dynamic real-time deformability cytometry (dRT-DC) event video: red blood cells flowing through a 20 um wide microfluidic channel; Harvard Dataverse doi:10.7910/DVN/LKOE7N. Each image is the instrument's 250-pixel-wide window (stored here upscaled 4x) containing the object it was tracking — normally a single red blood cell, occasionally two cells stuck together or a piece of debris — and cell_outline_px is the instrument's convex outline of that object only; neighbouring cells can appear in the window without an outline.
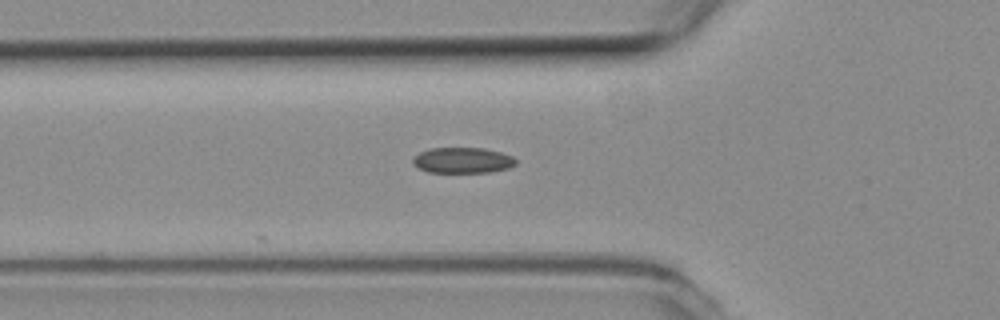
{"species": "common noctule bat (a hibernating species)", "species_latin": "Nyctalus noctula", "temperature_condition": "room temperature", "stored_images_in_passage": 10, "camera_frame_rate_fps": 3000, "um_per_image_px": 0.085, "animal": {"sex": "female", "body_mass_g": 19.3, "forearm_length_mm": 54.1}, "frame": {"image": 1, "passage_image": 2, "time_ms": 0.333, "image_size_px": [1000, 320], "cell_outline_px": [[516, 164], [508, 168], [492, 172], [428, 172], [416, 168], [412, 164], [412, 160], [420, 152], [428, 148], [484, 148], [500, 152], [512, 156], [516, 160]], "centroid_in_image_um": [39.3, 13.63], "position_along_channel_um": 86.5, "area_um2": 15.49}}
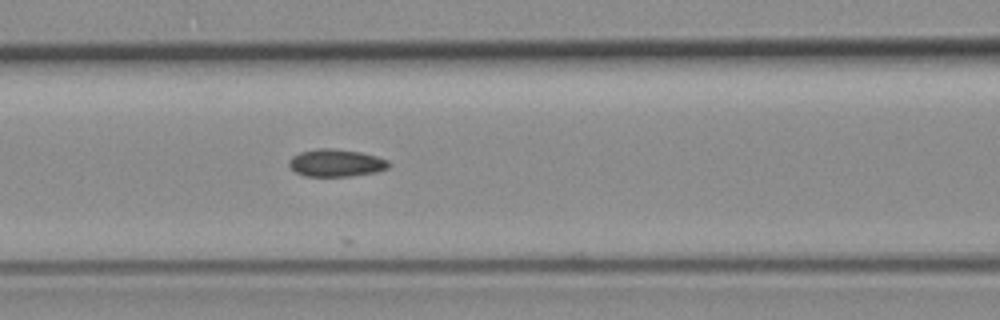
{"frame": {"image": 2, "passage_image": 6, "time_ms": 1.667, "image_size_px": [1000, 320], "cell_outline_px": [[392, 164], [388, 168], [376, 172], [352, 176], [304, 176], [296, 172], [288, 164], [288, 160], [292, 156], [300, 152], [316, 148], [332, 148], [360, 152], [376, 156], [388, 160]], "centroid_in_image_um": [28.57, 13.84], "position_along_channel_um": 138.0, "area_um2": 16.07}}
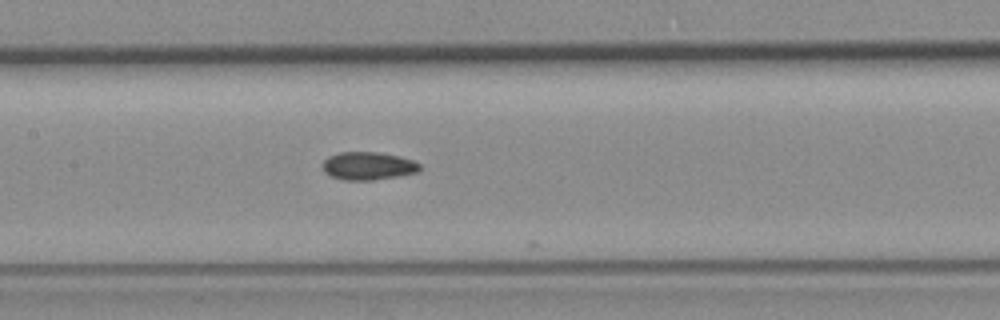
{"frame": {"image": 3, "passage_image": 9, "time_ms": 2.667, "image_size_px": [1000, 320], "cell_outline_px": [[420, 172], [400, 176], [372, 180], [344, 180], [332, 176], [324, 172], [324, 160], [328, 156], [340, 152], [376, 152], [400, 156], [412, 160], [420, 164]], "centroid_in_image_um": [31.32, 14.1], "position_along_channel_um": 176.1, "area_um2": 15.84}}